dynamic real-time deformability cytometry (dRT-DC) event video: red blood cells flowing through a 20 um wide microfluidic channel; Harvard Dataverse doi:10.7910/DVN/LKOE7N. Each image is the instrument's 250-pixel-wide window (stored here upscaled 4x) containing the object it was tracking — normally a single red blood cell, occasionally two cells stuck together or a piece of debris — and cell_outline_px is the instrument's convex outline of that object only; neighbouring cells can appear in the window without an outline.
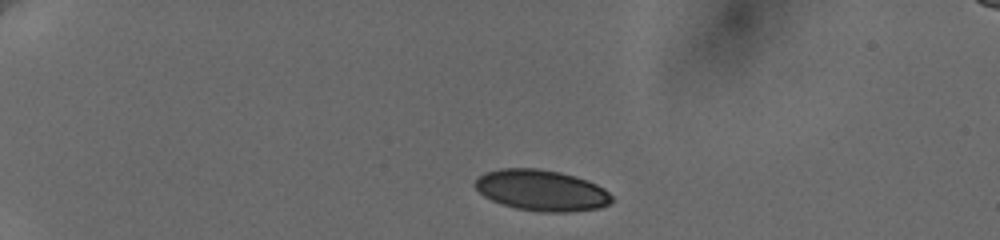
{"species": "human", "species_latin": "Homo sapiens", "temperature_condition": "cold", "stored_images_in_passage": 31, "camera_frame_rate_fps": 3000, "um_per_image_px": 0.085, "donor": {"sex": "female"}, "frame": {"image": 1, "passage_image": 1, "time_ms": 0.0, "image_size_px": [1000, 240], "cell_outline_px": [[616, 200], [600, 208], [568, 212], [540, 212], [516, 208], [500, 204], [484, 196], [472, 184], [484, 172], [500, 168], [536, 168], [560, 172], [576, 176], [588, 180], [604, 188]], "centroid_in_image_um": [46.04, 16.18], "position_along_channel_um": 39.0, "area_um2": 32.95}}
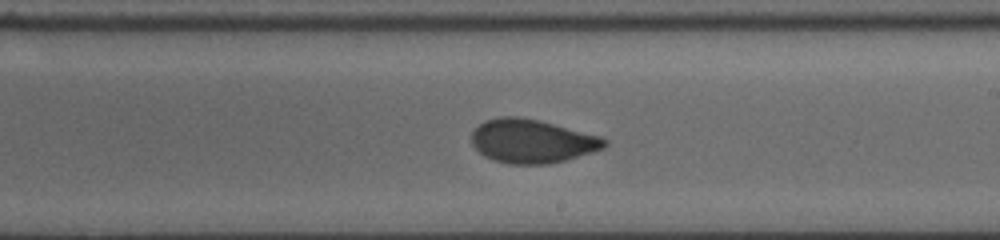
{"frame": {"image": 2, "passage_image": 16, "time_ms": 7.667, "image_size_px": [1000, 240], "cell_outline_px": [[608, 144], [604, 148], [592, 152], [564, 160], [548, 164], [508, 164], [492, 160], [484, 156], [472, 144], [472, 132], [484, 120], [500, 116], [516, 116], [540, 120], [600, 136], [608, 140]], "centroid_in_image_um": [45.21, 11.99], "position_along_channel_um": 243.8, "area_um2": 33.87}}
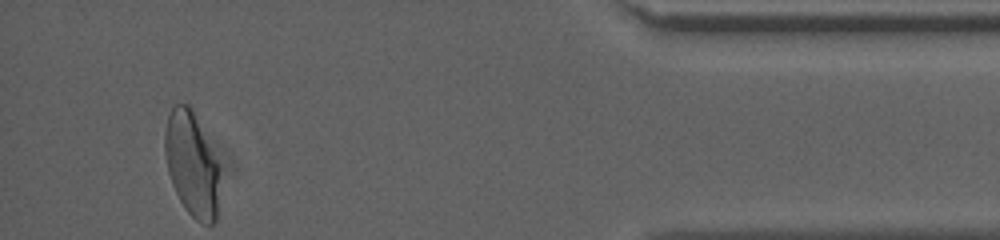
{"frame": {"image": 3, "passage_image": 31, "time_ms": 13.667, "image_size_px": [1000, 240], "cell_outline_px": [[216, 220], [212, 224], [200, 224], [184, 208], [172, 184], [168, 172], [164, 152], [164, 132], [168, 116], [172, 108], [176, 104], [188, 104], [192, 108], [216, 160]], "centroid_in_image_um": [16.23, 13.94], "position_along_channel_um": 419.0, "area_um2": 32.43}, "authors_computed_cell_mechanics": {"area_um2": 33.6396, "velocity_mm_per_s": 3.666, "shape_relaxation_time_tau1_ms": 8.1261, "shape_relaxation_time_tau2_ms": 0.9081, "deformation_change_tau1": 0.1717, "deformation_change_tau2": 0.0455}}